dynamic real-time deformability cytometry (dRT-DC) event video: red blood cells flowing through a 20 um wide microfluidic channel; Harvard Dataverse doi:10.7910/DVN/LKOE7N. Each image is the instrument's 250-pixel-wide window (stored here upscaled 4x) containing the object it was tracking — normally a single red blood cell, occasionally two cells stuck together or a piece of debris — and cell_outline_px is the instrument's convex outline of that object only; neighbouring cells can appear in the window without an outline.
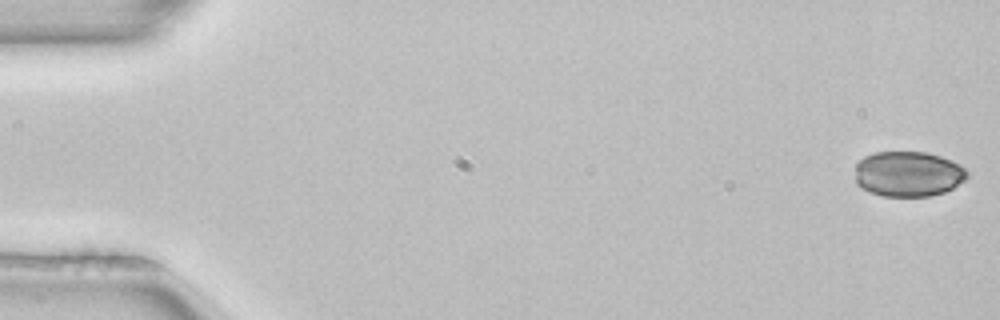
{"species": "common noctule bat (a hibernating species)", "species_latin": "Nyctalus noctula", "temperature_condition": "room temperature", "stored_images_in_passage": 52, "camera_frame_rate_fps": 3000, "um_per_image_px": 0.085, "animal": {"sex": "female", "body_mass_g": 22.7, "forearm_length_mm": 54.2}, "frame": {"image": 1, "passage_image": 1, "time_ms": 0.0, "image_size_px": [1000, 320], "cell_outline_px": [[968, 176], [964, 180], [952, 188], [944, 192], [928, 196], [884, 196], [868, 192], [860, 188], [856, 184], [856, 164], [864, 156], [876, 152], [928, 152], [952, 160], [960, 164], [968, 172]], "centroid_in_image_um": [77.18, 14.78], "position_along_channel_um": 7.8, "area_um2": 29.77}}
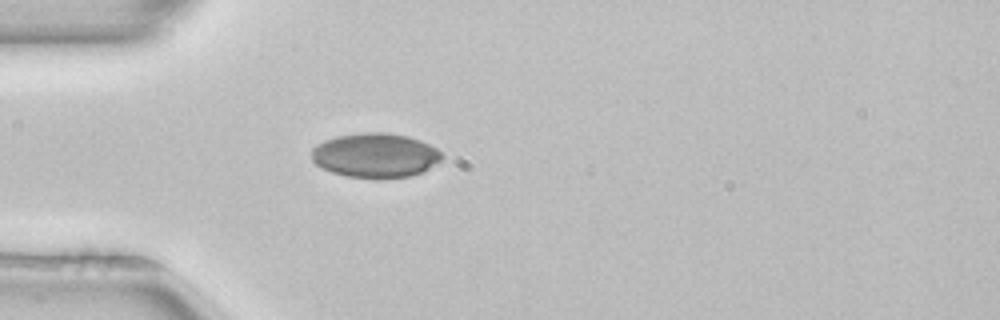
{"frame": {"image": 2, "passage_image": 15, "time_ms": 4.667, "image_size_px": [1000, 320], "cell_outline_px": [[444, 156], [440, 160], [428, 168], [412, 176], [380, 180], [348, 176], [332, 172], [316, 164], [312, 160], [312, 148], [316, 144], [324, 140], [336, 136], [360, 132], [388, 132], [408, 136], [420, 140], [436, 148]], "centroid_in_image_um": [31.89, 13.21], "position_along_channel_um": 53.1, "area_um2": 34.1}}
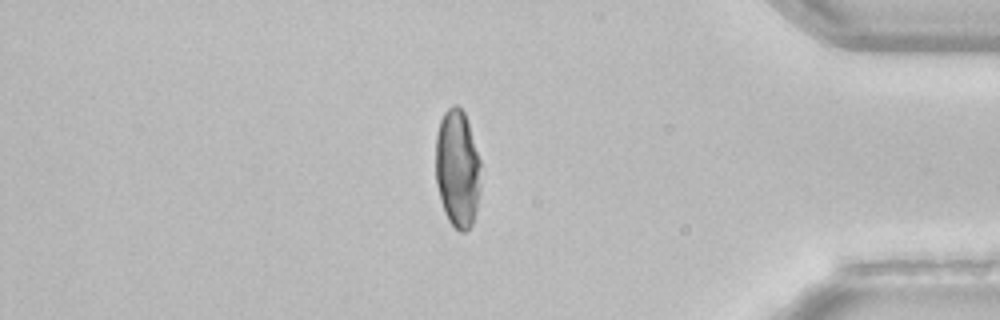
{"frame": {"image": 3, "passage_image": 44, "time_ms": 14.333, "image_size_px": [1000, 320], "cell_outline_px": [[480, 188], [476, 208], [472, 224], [464, 232], [460, 232], [448, 220], [444, 212], [440, 200], [436, 184], [436, 136], [440, 120], [444, 112], [452, 104], [456, 104], [464, 112], [468, 120], [480, 160]], "centroid_in_image_um": [38.87, 14.31], "position_along_channel_um": 396.3, "area_um2": 31.15}}